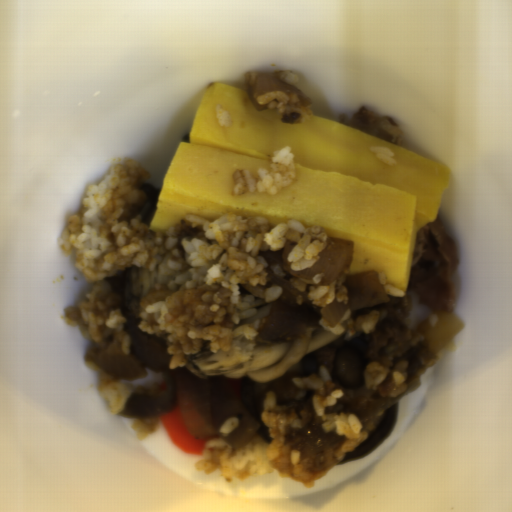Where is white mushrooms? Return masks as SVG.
Listing matches in <instances>:
<instances>
[{
  "label": "white mushrooms",
  "mask_w": 512,
  "mask_h": 512,
  "mask_svg": "<svg viewBox=\"0 0 512 512\" xmlns=\"http://www.w3.org/2000/svg\"><path fill=\"white\" fill-rule=\"evenodd\" d=\"M200 351L184 353L186 369L201 378L223 375L233 381L243 379L240 394L244 410L255 418L264 412L265 398L269 395L270 382L280 376L302 375L320 379L321 365L317 350L338 340L331 369V381L338 382L337 389L346 393L352 389L368 356V333L345 324L341 333L325 330L319 323L309 326L299 336L281 341H267L254 337H231L228 349L211 353L205 338Z\"/></svg>",
  "instance_id": "1e6be865"
},
{
  "label": "white mushrooms",
  "mask_w": 512,
  "mask_h": 512,
  "mask_svg": "<svg viewBox=\"0 0 512 512\" xmlns=\"http://www.w3.org/2000/svg\"><path fill=\"white\" fill-rule=\"evenodd\" d=\"M251 306L255 309L254 313L244 318L239 323L249 325L257 320H267L272 310L273 303H265L264 300L254 299Z\"/></svg>",
  "instance_id": "51bd03cf"
}]
</instances>
